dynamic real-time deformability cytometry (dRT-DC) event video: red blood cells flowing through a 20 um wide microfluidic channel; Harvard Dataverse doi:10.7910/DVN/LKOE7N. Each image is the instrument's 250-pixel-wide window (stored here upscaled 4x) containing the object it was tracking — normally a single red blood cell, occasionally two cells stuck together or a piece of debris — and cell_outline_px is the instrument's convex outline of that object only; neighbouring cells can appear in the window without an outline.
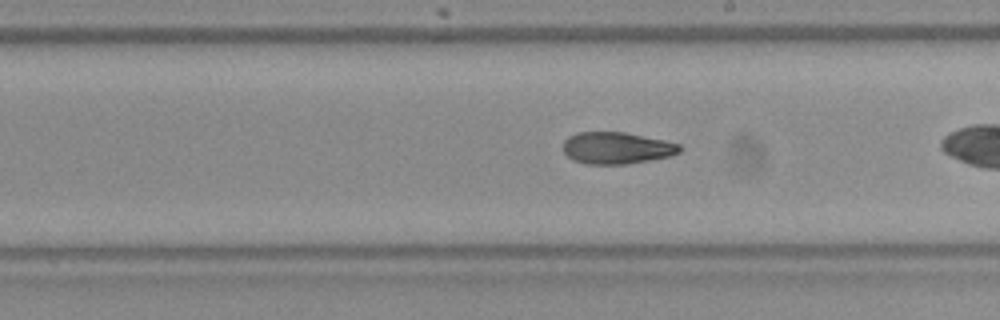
{"species": "Egyptian fruit bat (a non-hibernating species)", "species_latin": "Rousettus aegyptiacus", "temperature_condition": "room temperature", "stored_images_in_passage": 38, "camera_frame_rate_fps": 3000, "um_per_image_px": 0.085, "frame": {"image": 1, "passage_image": 27, "time_ms": 8.667, "image_size_px": [1000, 320], "cell_outline_px": [[684, 148], [680, 152], [672, 156], [628, 164], [584, 164], [572, 160], [564, 152], [564, 140], [568, 136], [576, 132], [624, 132], [664, 140], [680, 144]], "centroid_in_image_um": [52.43, 12.58], "position_along_channel_um": 236.6, "area_um2": 21.85}}